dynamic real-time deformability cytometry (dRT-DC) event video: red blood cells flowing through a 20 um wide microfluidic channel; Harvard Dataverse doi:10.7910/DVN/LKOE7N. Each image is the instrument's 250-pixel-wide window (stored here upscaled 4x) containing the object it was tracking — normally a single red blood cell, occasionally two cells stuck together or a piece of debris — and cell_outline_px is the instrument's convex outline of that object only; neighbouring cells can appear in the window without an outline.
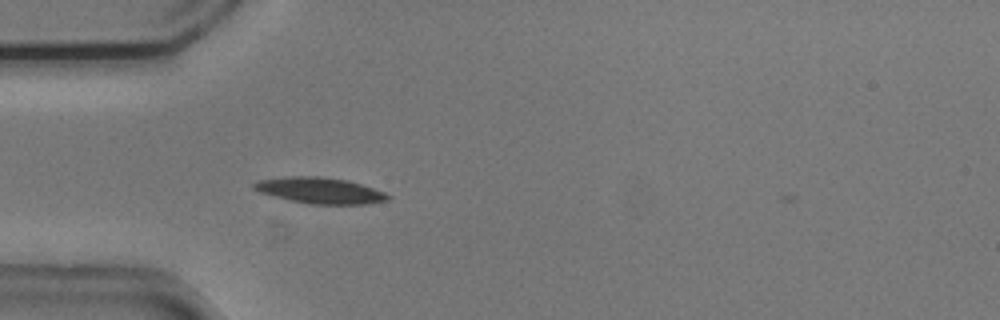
{"species": "common noctule bat (a hibernating species)", "species_latin": "Nyctalus noctula", "temperature_condition": "cold", "stored_images_in_passage": 41, "camera_frame_rate_fps": 3000, "um_per_image_px": 0.085, "animal": {"sex": "male", "body_mass_g": 20.5, "forearm_length_mm": 52.5}, "frame": {"image": 1, "passage_image": 2, "time_ms": 0.333, "image_size_px": [1000, 320], "cell_outline_px": [[392, 196], [388, 200], [368, 204], [308, 204], [260, 192], [252, 188], [252, 184], [256, 180], [292, 176], [316, 176], [348, 180], [384, 192]], "centroid_in_image_um": [27.2, 16.19], "position_along_channel_um": 57.8, "area_um2": 20.17}}
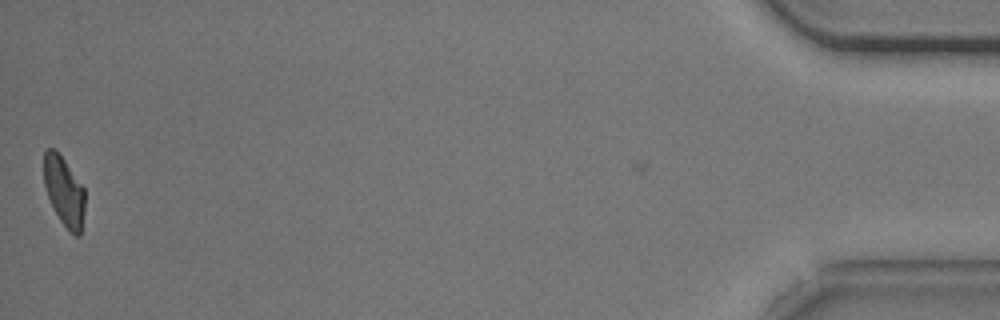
{"frame": {"image": 2, "passage_image": 40, "time_ms": 13.0, "image_size_px": [1000, 320], "cell_outline_px": [[84, 212], [80, 236], [76, 236], [60, 220], [48, 196], [44, 184], [44, 152], [48, 148], [56, 148], [84, 188]], "centroid_in_image_um": [5.44, 16.21], "position_along_channel_um": 429.8, "area_um2": 16.3}, "authors_computed_cell_mechanics": {"area_um2": 18.8428, "velocity_mm_per_s": 3.7171, "shape_relaxation_time_tau1_ms": 2.5101, "shape_relaxation_time_tau2_ms": null, "deformation_change_tau1": 0.1103, "deformation_change_tau2": null}}